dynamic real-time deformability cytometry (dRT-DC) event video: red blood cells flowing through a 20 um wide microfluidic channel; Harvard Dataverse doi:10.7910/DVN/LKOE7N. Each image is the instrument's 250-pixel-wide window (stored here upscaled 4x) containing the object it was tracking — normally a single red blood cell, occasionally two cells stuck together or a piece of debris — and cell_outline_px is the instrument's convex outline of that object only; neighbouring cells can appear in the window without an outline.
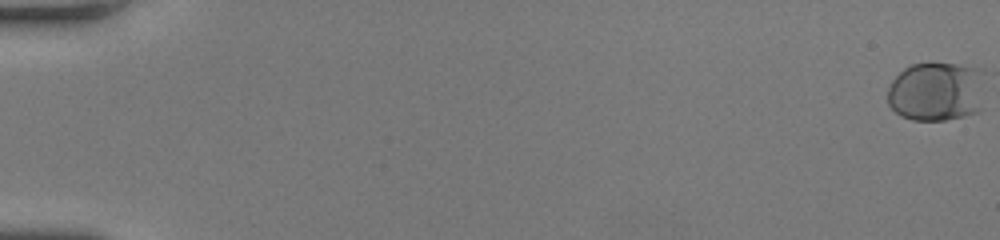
{"species": "human", "species_latin": "Homo sapiens", "temperature_condition": "room temperature", "stored_images_in_passage": 53, "camera_frame_rate_fps": 3000, "um_per_image_px": 0.085, "donor": {"sex": "female"}, "frame": {"image": 1, "passage_image": 1, "time_ms": 0.0, "image_size_px": [1000, 240], "cell_outline_px": [[984, 72], [980, 112], [964, 116], [944, 120], [912, 120], [900, 116], [888, 104], [888, 88], [892, 80], [904, 68], [912, 64], [956, 64], [984, 68]], "centroid_in_image_um": [79.62, 7.78], "position_along_channel_um": 5.4, "area_um2": 34.04}}
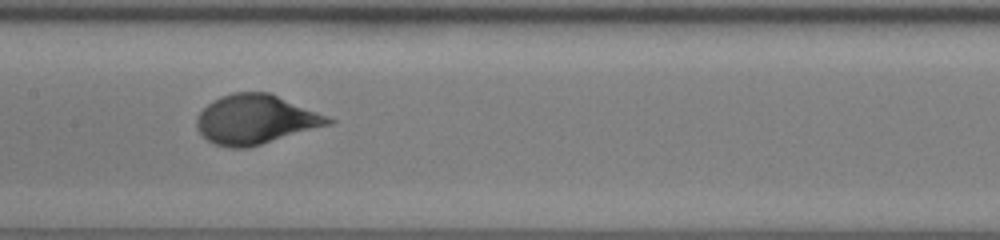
{"frame": {"image": 2, "passage_image": 29, "time_ms": 9.333, "image_size_px": [1000, 240], "cell_outline_px": [[336, 120], [332, 124], [248, 148], [228, 148], [216, 144], [208, 140], [196, 128], [196, 116], [212, 100], [220, 96], [232, 92], [268, 92], [328, 116]], "centroid_in_image_um": [21.71, 10.16], "position_along_channel_um": 185.7, "area_um2": 37.8}}
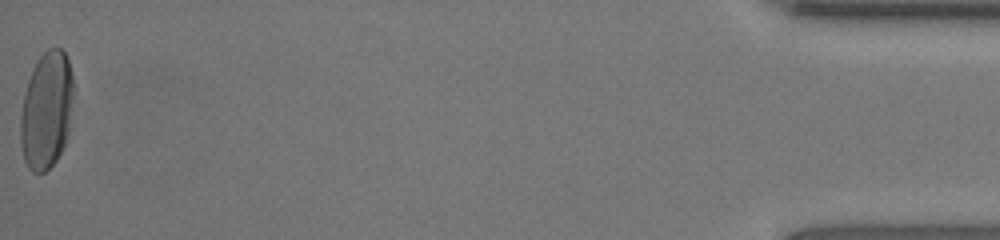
{"frame": {"image": 3, "passage_image": 53, "time_ms": 17.333, "image_size_px": [1000, 240], "cell_outline_px": [[76, 92], [68, 136], [64, 148], [56, 160], [44, 172], [32, 172], [28, 168], [24, 160], [20, 144], [20, 116], [24, 92], [32, 68], [40, 56], [48, 48], [60, 48], [64, 52], [68, 60], [76, 88]], "centroid_in_image_um": [3.98, 9.36], "position_along_channel_um": 431.2, "area_um2": 37.22}, "authors_computed_cell_mechanics": {"area_um2": 36.1828, "velocity_mm_per_s": 4.2132, "shape_relaxation_time_tau1_ms": 3.0555, "shape_relaxation_time_tau2_ms": null, "deformation_change_tau1": 0.1885, "deformation_change_tau2": null}}